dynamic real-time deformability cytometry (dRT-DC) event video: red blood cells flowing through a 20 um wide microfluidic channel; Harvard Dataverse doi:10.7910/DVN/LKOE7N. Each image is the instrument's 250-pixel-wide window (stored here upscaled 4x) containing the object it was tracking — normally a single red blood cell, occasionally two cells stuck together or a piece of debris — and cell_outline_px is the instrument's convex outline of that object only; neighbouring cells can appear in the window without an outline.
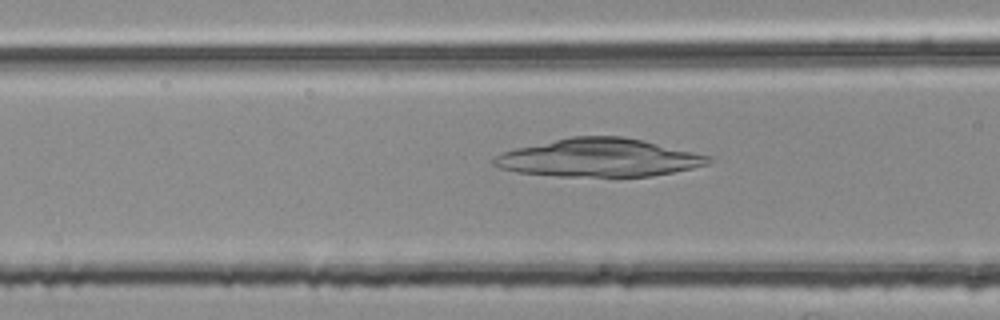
{"species": "common noctule bat (a hibernating species)", "species_latin": "Nyctalus noctula", "temperature_condition": "room temperature", "stored_images_in_passage": 41, "camera_frame_rate_fps": 3000, "um_per_image_px": 0.085, "animal": {"sex": "female", "body_mass_g": 25.1}, "frame": {"image": 1, "passage_image": 9, "time_ms": 2.667, "image_size_px": [1000, 320], "cell_outline_px": [[716, 160], [708, 164], [692, 168], [652, 176], [556, 176], [516, 172], [500, 168], [492, 164], [492, 160], [496, 156], [504, 152], [516, 148], [572, 136], [620, 136], [644, 140], [712, 156]], "centroid_in_image_um": [50.96, 13.41], "position_along_channel_um": 115.6, "area_um2": 47.57}}
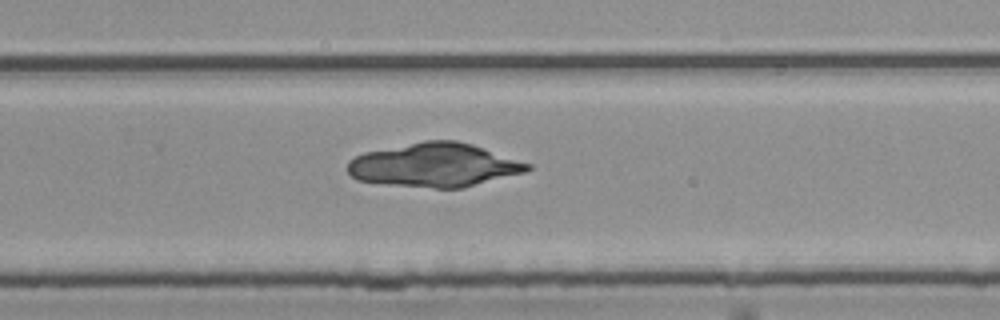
{"frame": {"image": 2, "passage_image": 23, "time_ms": 7.333, "image_size_px": [1000, 320], "cell_outline_px": [[532, 168], [524, 172], [464, 188], [436, 188], [356, 180], [348, 172], [348, 160], [364, 152], [424, 140], [456, 140], [472, 144], [532, 164]], "centroid_in_image_um": [36.95, 14.02], "position_along_channel_um": 292.9, "area_um2": 45.55}}
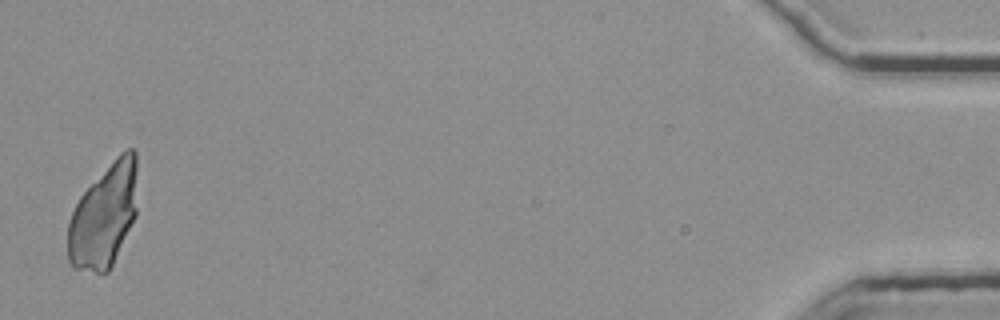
{"frame": {"image": 3, "passage_image": 41, "time_ms": 13.333, "image_size_px": [1000, 320], "cell_outline_px": [[136, 216], [108, 272], [100, 276], [72, 268], [68, 260], [68, 224], [72, 212], [80, 196], [116, 156], [120, 152], [128, 148], [132, 148], [136, 152]], "centroid_in_image_um": [8.82, 18.38], "position_along_channel_um": 426.4, "area_um2": 42.25}}